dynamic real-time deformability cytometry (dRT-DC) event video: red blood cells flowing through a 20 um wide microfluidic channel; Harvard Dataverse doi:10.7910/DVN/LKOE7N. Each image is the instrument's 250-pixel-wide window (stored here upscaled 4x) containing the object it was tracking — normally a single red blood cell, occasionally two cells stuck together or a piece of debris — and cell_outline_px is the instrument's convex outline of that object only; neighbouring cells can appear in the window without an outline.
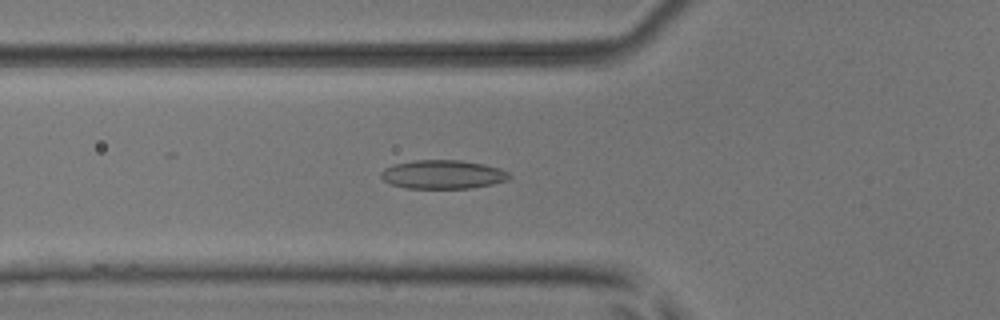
{"species": "common noctule bat (a hibernating species)", "species_latin": "Nyctalus noctula", "temperature_condition": "room temperature", "stored_images_in_passage": 36, "camera_frame_rate_fps": 3000, "um_per_image_px": 0.085, "animal": {"sex": "male", "body_mass_g": 17.9, "forearm_length_mm": 54.2}, "frame": {"image": 1, "passage_image": 3, "time_ms": 0.667, "image_size_px": [1000, 320], "cell_outline_px": [[512, 176], [508, 180], [492, 184], [468, 188], [404, 188], [392, 184], [384, 180], [380, 176], [380, 172], [384, 168], [392, 164], [412, 160], [460, 160], [484, 164], [500, 168], [508, 172]], "centroid_in_image_um": [37.63, 14.82], "position_along_channel_um": 88.2, "area_um2": 21.62}}
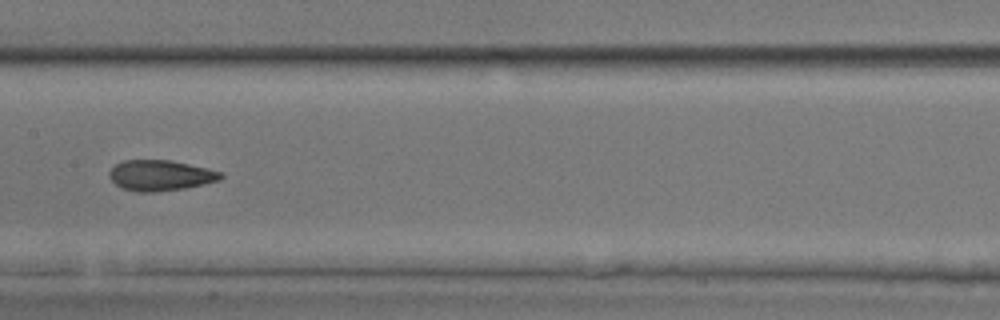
{"frame": {"image": 2, "passage_image": 11, "time_ms": 3.333, "image_size_px": [1000, 320], "cell_outline_px": [[224, 176], [220, 180], [204, 184], [184, 188], [152, 192], [136, 192], [124, 188], [116, 184], [108, 176], [108, 172], [116, 164], [124, 160], [172, 160], [208, 168], [224, 172]], "centroid_in_image_um": [13.67, 14.9], "position_along_channel_um": 193.7, "area_um2": 19.94}}
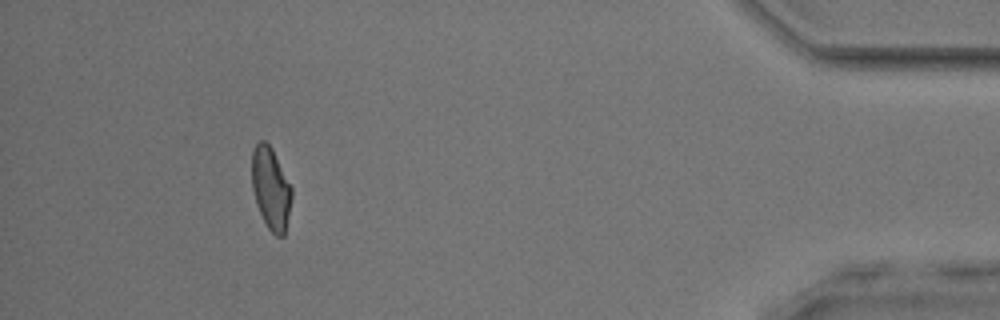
{"frame": {"image": 3, "passage_image": 32, "time_ms": 10.333, "image_size_px": [1000, 320], "cell_outline_px": [[292, 196], [284, 236], [276, 236], [268, 228], [260, 212], [252, 188], [252, 148], [260, 140], [264, 140], [272, 148], [292, 188]], "centroid_in_image_um": [23.02, 15.98], "position_along_channel_um": 412.2, "area_um2": 18.84}, "authors_computed_cell_mechanics": {"area_um2": 19.6231, "velocity_mm_per_s": 3.9519, "shape_relaxation_time_tau1_ms": 9.3413, "shape_relaxation_time_tau2_ms": 2.1323, "deformation_change_tau1": 0.2342, "deformation_change_tau2": 0.0834}}